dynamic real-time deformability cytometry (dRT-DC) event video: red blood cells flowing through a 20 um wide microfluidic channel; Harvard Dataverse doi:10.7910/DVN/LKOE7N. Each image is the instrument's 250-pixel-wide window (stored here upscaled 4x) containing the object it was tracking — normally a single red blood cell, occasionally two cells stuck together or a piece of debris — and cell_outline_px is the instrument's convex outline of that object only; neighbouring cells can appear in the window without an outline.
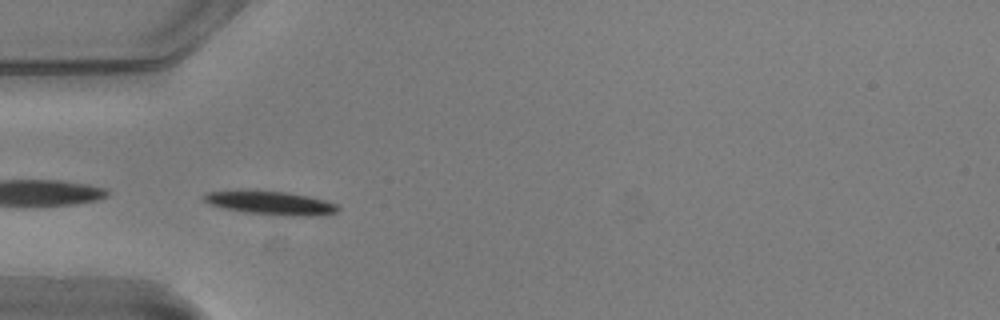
{"species": "common noctule bat (a hibernating species)", "species_latin": "Nyctalus noctula", "temperature_condition": "warm", "stored_images_in_passage": 38, "camera_frame_rate_fps": 3000, "um_per_image_px": 0.085, "animal": {"sex": "male", "body_mass_g": 20.5, "forearm_length_mm": 52.5}, "frame": {"image": 1, "passage_image": 1, "time_ms": 0.0, "image_size_px": [1000, 320], "cell_outline_px": [[340, 208], [336, 212], [312, 216], [284, 216], [244, 212], [224, 208], [208, 204], [204, 200], [204, 196], [208, 192], [288, 192], [308, 196], [324, 200], [336, 204]], "centroid_in_image_um": [23.07, 17.29], "position_along_channel_um": 61.9, "area_um2": 17.74}}
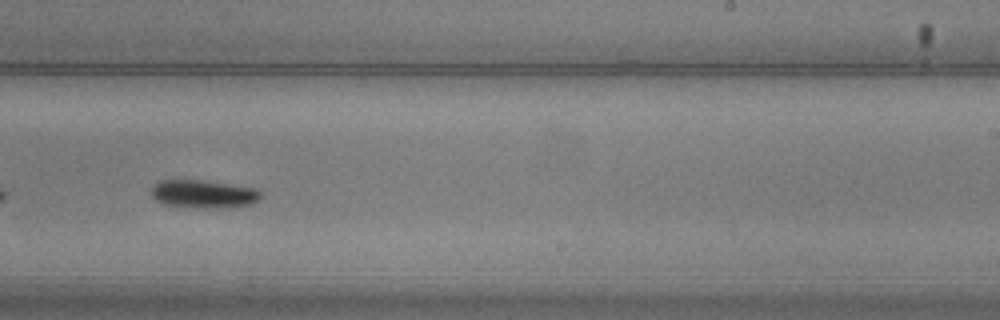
{"frame": {"image": 2, "passage_image": 18, "time_ms": 5.667, "image_size_px": [1000, 320], "cell_outline_px": [[260, 196], [252, 204], [228, 208], [184, 208], [164, 204], [156, 200], [152, 196], [152, 184], [160, 180], [200, 180], [252, 188], [260, 192]], "centroid_in_image_um": [17.22, 16.51], "position_along_channel_um": 271.8, "area_um2": 17.92}}
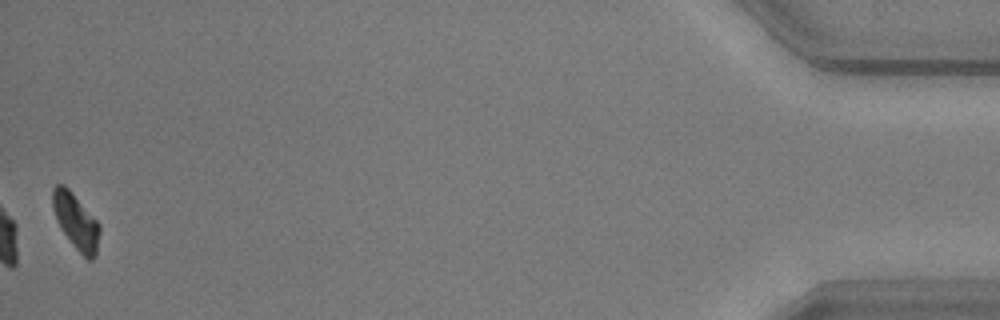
{"frame": {"image": 3, "passage_image": 38, "time_ms": 12.333, "image_size_px": [1000, 320], "cell_outline_px": [[100, 232], [96, 256], [92, 260], [88, 260], [72, 244], [60, 228], [56, 220], [52, 204], [52, 188], [56, 184], [64, 184], [68, 188], [100, 224]], "centroid_in_image_um": [6.45, 18.82], "position_along_channel_um": 428.8, "area_um2": 15.2}, "authors_computed_cell_mechanics": {"area_um2": 17.34, "velocity_mm_per_s": 3.7315, "shape_relaxation_time_tau1_ms": 1.3516, "shape_relaxation_time_tau2_ms": null, "deformation_change_tau1": 0.1474, "deformation_change_tau2": null}}